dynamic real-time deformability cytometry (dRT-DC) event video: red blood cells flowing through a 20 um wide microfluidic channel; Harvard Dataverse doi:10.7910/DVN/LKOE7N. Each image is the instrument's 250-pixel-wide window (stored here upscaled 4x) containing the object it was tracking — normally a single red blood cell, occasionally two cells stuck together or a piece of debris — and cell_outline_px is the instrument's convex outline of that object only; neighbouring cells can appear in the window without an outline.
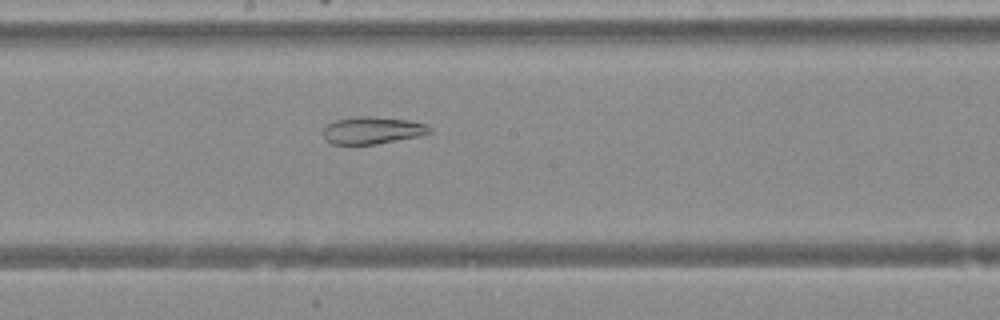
{"species": "Egyptian fruit bat (a non-hibernating species)", "species_latin": "Rousettus aegyptiacus", "temperature_condition": "warm", "stored_images_in_passage": 34, "camera_frame_rate_fps": 3000, "um_per_image_px": 0.085, "animal": {"sex": "female"}, "frame": {"image": 1, "passage_image": 14, "time_ms": 4.333, "image_size_px": [1000, 320], "cell_outline_px": [[432, 132], [416, 136], [376, 144], [332, 144], [324, 136], [324, 128], [328, 124], [336, 120], [356, 116], [372, 116], [408, 120], [424, 124], [432, 128]], "centroid_in_image_um": [31.65, 11.07], "position_along_channel_um": 216.6, "area_um2": 16.59}}
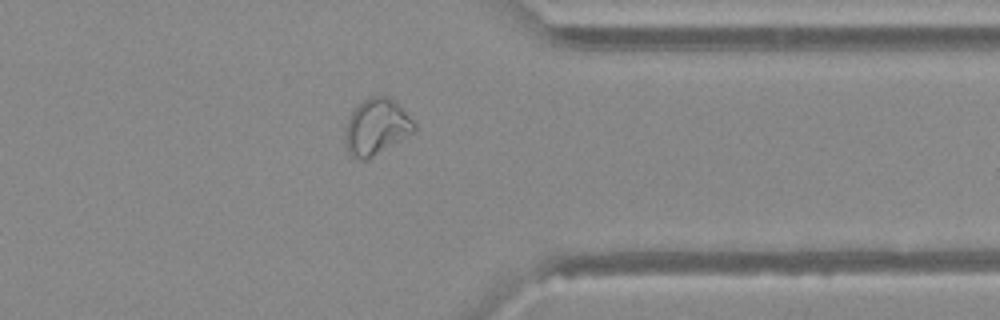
{"frame": {"image": 2, "passage_image": 26, "time_ms": 8.333, "image_size_px": [1000, 320], "cell_outline_px": [[416, 128], [412, 132], [368, 160], [360, 160], [352, 156], [348, 152], [344, 144], [344, 128], [352, 108], [364, 100], [372, 96], [388, 96], [400, 104], [416, 124]], "centroid_in_image_um": [31.95, 10.77], "position_along_channel_um": 379.5, "area_um2": 22.83}}
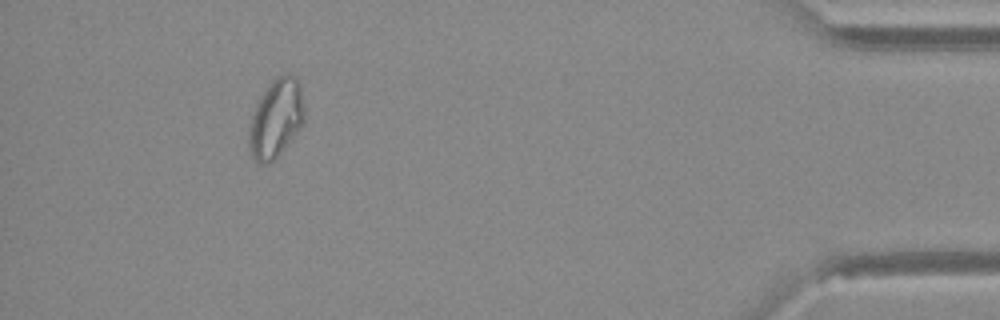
{"frame": {"image": 3, "passage_image": 32, "time_ms": 10.333, "image_size_px": [1000, 320], "cell_outline_px": [[304, 124], [280, 156], [268, 164], [260, 164], [252, 156], [248, 148], [248, 136], [252, 116], [256, 100], [272, 80], [276, 76], [288, 72], [296, 76], [300, 84], [304, 104]], "centroid_in_image_um": [23.47, 10.07], "position_along_channel_um": 411.7, "area_um2": 26.13}}